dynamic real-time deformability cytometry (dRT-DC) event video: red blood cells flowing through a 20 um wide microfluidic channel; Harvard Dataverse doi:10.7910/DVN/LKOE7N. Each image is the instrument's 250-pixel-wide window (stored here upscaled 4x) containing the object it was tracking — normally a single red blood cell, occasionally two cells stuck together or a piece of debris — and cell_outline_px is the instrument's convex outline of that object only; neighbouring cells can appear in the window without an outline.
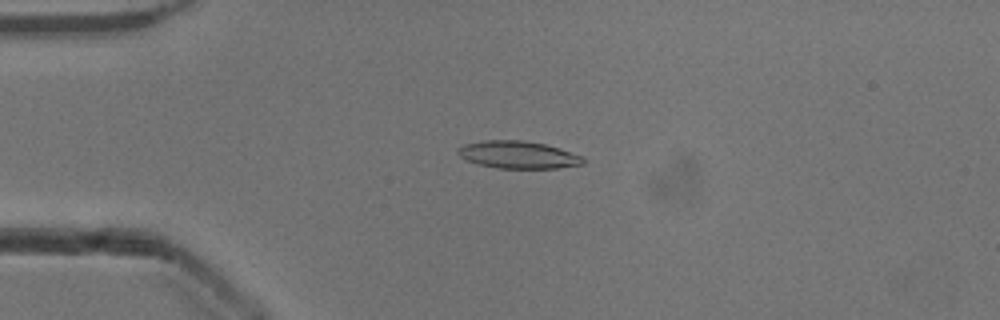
{"species": "common noctule bat (a hibernating species)", "species_latin": "Nyctalus noctula", "temperature_condition": "cold", "stored_images_in_passage": 53, "camera_frame_rate_fps": 3000, "um_per_image_px": 0.085, "animal": {"sex": "male", "body_mass_g": 13.3}, "frame": {"image": 1, "passage_image": 13, "time_ms": 4.0, "image_size_px": [1000, 320], "cell_outline_px": [[584, 164], [560, 168], [496, 168], [480, 164], [468, 160], [460, 156], [456, 152], [456, 148], [464, 144], [484, 140], [524, 140], [544, 144], [560, 148], [580, 156], [584, 160]], "centroid_in_image_um": [44.02, 13.15], "position_along_channel_um": 41.0, "area_um2": 19.94}}
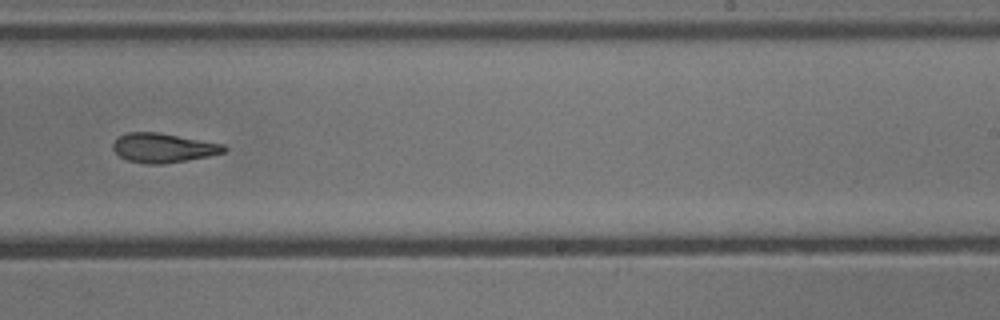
{"frame": {"image": 2, "passage_image": 33, "time_ms": 10.667, "image_size_px": [1000, 320], "cell_outline_px": [[228, 148], [224, 152], [208, 156], [164, 164], [148, 164], [128, 160], [120, 156], [112, 148], [112, 144], [120, 136], [128, 132], [160, 132], [224, 144]], "centroid_in_image_um": [13.89, 12.56], "position_along_channel_um": 275.1, "area_um2": 18.9}}
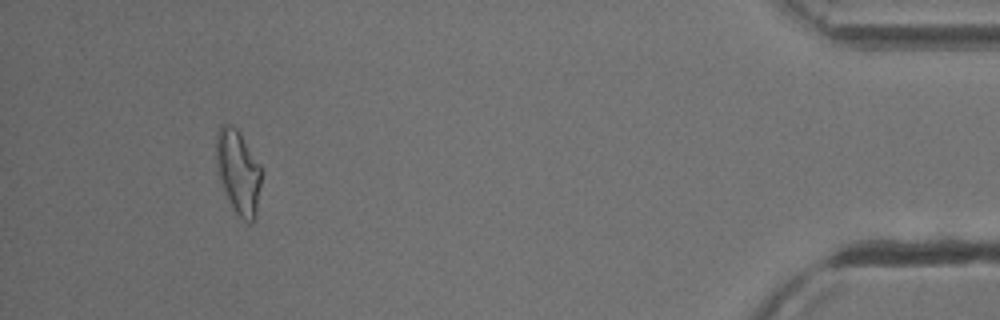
{"frame": {"image": 3, "passage_image": 49, "time_ms": 16.0, "image_size_px": [1000, 320], "cell_outline_px": [[260, 184], [256, 216], [248, 224], [232, 208], [224, 196], [216, 172], [216, 132], [220, 124], [228, 124], [236, 128], [240, 132], [260, 164]], "centroid_in_image_um": [20.2, 14.6], "position_along_channel_um": 415.0, "area_um2": 22.48}, "authors_computed_cell_mechanics": {"area_um2": 19.8254, "velocity_mm_per_s": 3.9064, "shape_relaxation_time_tau1_ms": null, "shape_relaxation_time_tau2_ms": 7.8197, "deformation_change_tau1": null, "deformation_change_tau2": 0.1797}}